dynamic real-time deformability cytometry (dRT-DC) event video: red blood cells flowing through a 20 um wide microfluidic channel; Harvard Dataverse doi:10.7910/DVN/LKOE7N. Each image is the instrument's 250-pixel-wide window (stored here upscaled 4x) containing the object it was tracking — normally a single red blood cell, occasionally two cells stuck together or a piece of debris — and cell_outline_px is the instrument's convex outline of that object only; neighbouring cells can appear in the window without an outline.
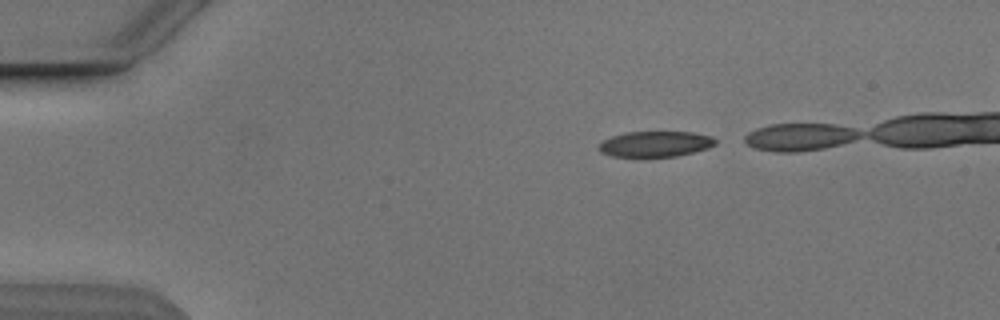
{"species": "Egyptian fruit bat (a non-hibernating species)", "species_latin": "Rousettus aegyptiacus", "temperature_condition": "cold", "stored_images_in_passage": 6, "camera_frame_rate_fps": 3000, "um_per_image_px": 0.085, "animal": {"sex": "male"}, "frame": {"image": 1, "passage_image": 1, "time_ms": 0.0, "image_size_px": [1000, 320], "cell_outline_px": [[716, 144], [708, 148], [676, 156], [612, 156], [600, 152], [596, 148], [604, 140], [612, 136], [628, 132], [692, 132], [712, 136], [716, 140]], "centroid_in_image_um": [55.71, 12.23], "position_along_channel_um": 29.3, "area_um2": 17.22}}